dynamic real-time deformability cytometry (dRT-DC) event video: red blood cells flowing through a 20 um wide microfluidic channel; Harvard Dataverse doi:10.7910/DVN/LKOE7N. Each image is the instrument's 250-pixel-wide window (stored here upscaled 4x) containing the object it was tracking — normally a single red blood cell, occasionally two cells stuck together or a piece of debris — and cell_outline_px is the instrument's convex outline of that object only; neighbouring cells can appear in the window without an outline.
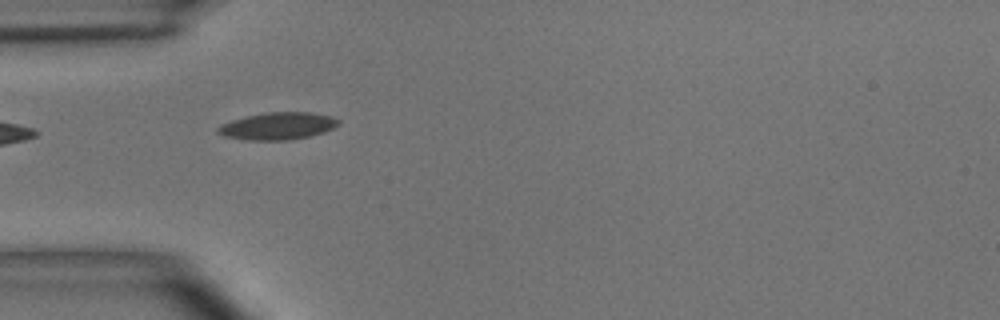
{"species": "common noctule bat (a hibernating species)", "species_latin": "Nyctalus noctula", "temperature_condition": "room temperature", "stored_images_in_passage": 4, "camera_frame_rate_fps": 3000, "um_per_image_px": 0.085, "animal": {"sex": "male", "body_mass_g": 15.6}, "frame": {"image": 1, "passage_image": 3, "time_ms": 3.333, "image_size_px": [1000, 320], "cell_outline_px": [[340, 124], [324, 132], [308, 136], [288, 140], [248, 140], [224, 136], [216, 132], [216, 128], [220, 124], [232, 120], [248, 116], [268, 112], [312, 112], [332, 116], [340, 120]], "centroid_in_image_um": [23.61, 10.71], "position_along_channel_um": 61.4, "area_um2": 19.13}}
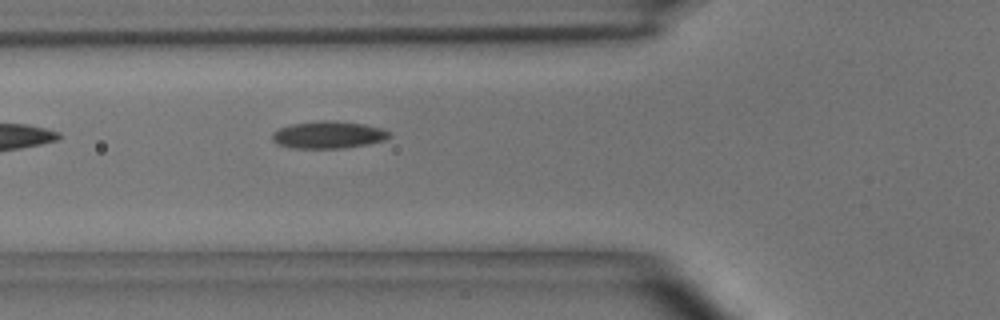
{"frame": {"image": 2, "passage_image": 4, "time_ms": 4.333, "image_size_px": [1000, 320], "cell_outline_px": [[392, 136], [384, 140], [368, 144], [344, 148], [288, 148], [276, 144], [272, 140], [272, 132], [280, 128], [292, 124], [320, 120], [332, 120], [364, 124], [380, 128], [392, 132]], "centroid_in_image_um": [27.9, 11.46], "position_along_channel_um": 97.9, "area_um2": 18.79}}